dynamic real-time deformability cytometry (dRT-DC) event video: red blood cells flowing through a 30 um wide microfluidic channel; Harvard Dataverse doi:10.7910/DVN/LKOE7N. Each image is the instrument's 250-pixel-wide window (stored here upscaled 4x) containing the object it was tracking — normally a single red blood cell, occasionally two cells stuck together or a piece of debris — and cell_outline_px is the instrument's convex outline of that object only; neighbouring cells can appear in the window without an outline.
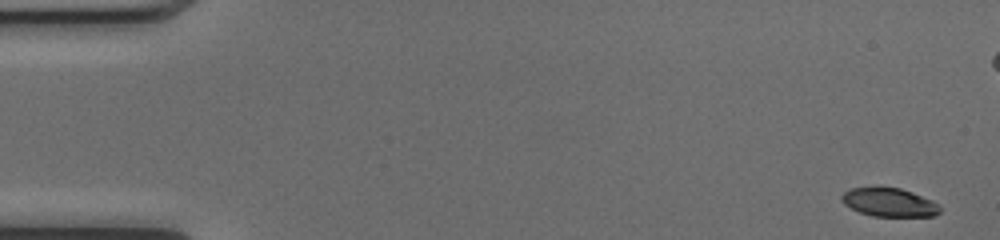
{"species": "common noctule bat (a hibernating species)", "species_latin": "Nyctalus noctula", "temperature_condition": "cold", "stored_images_in_passage": 51, "camera_frame_rate_fps": 3000, "um_per_image_px": 0.085, "animal": {"sex": "female", "body_mass_g": 17.0, "forearm_length_mm": 48.0}, "frame": {"image": 1, "passage_image": 1, "time_ms": 0.0, "image_size_px": [1000, 240], "cell_outline_px": [[940, 212], [936, 216], [872, 216], [860, 212], [844, 204], [840, 200], [840, 196], [848, 188], [900, 188], [912, 192], [932, 200], [940, 208]], "centroid_in_image_um": [75.56, 17.21], "position_along_channel_um": 9.4, "area_um2": 16.18}}
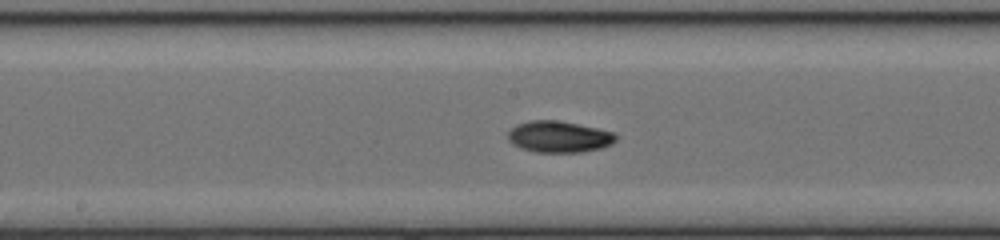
{"frame": {"image": 2, "passage_image": 26, "time_ms": 8.333, "image_size_px": [1000, 240], "cell_outline_px": [[616, 140], [612, 144], [600, 148], [580, 152], [536, 152], [520, 148], [512, 144], [508, 140], [508, 132], [516, 124], [528, 120], [556, 120], [616, 132]], "centroid_in_image_um": [47.49, 11.62], "position_along_channel_um": 200.7, "area_um2": 19.77}}
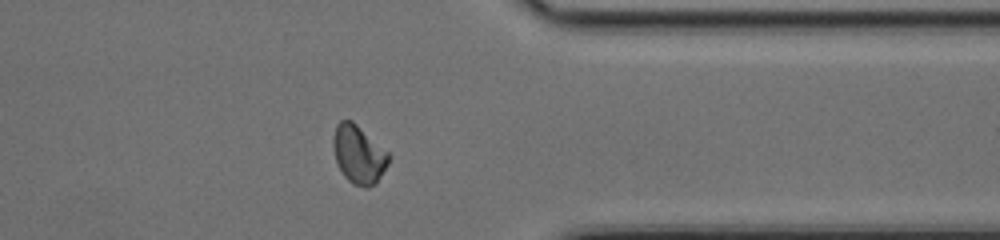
{"frame": {"image": 3, "passage_image": 40, "time_ms": 13.0, "image_size_px": [1000, 240], "cell_outline_px": [[388, 164], [376, 184], [368, 188], [364, 188], [352, 184], [344, 176], [336, 160], [332, 144], [332, 140], [336, 124], [340, 120], [352, 120], [388, 152]], "centroid_in_image_um": [30.47, 13.14], "position_along_channel_um": 380.9, "area_um2": 18.79}, "authors_computed_cell_mechanics": {"area_um2": 18.7272, "velocity_mm_per_s": 4.0624, "shape_relaxation_time_tau1_ms": 3.9103, "shape_relaxation_time_tau2_ms": 8.4608, "deformation_change_tau1": 0.1647, "deformation_change_tau2": 0.1223}}